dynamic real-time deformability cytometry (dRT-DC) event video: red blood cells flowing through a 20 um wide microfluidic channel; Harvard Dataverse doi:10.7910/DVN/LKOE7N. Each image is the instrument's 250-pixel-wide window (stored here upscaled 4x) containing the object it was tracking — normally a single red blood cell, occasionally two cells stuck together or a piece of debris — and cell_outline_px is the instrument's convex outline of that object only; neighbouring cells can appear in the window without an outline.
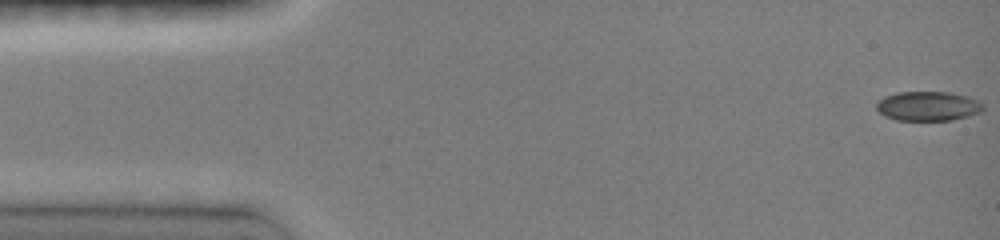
{"species": "common noctule bat (a hibernating species)", "species_latin": "Nyctalus noctula", "temperature_condition": "room temperature", "stored_images_in_passage": 38, "camera_frame_rate_fps": 3000, "um_per_image_px": 0.085, "animal": {"sex": "female", "body_mass_g": 19.0, "forearm_length_mm": 51.5}, "frame": {"image": 1, "passage_image": 1, "time_ms": 0.0, "image_size_px": [1000, 240], "cell_outline_px": [[984, 108], [980, 112], [968, 116], [952, 120], [896, 120], [884, 116], [876, 108], [876, 104], [884, 96], [896, 92], [948, 92], [968, 96], [980, 100], [984, 104]], "centroid_in_image_um": [78.9, 9.01], "position_along_channel_um": 6.1, "area_um2": 18.44}}
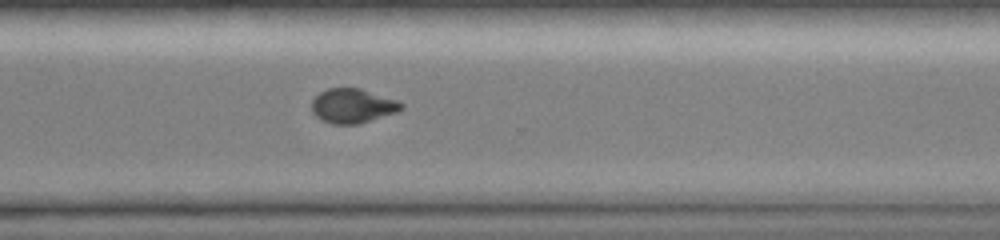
{"frame": {"image": 2, "passage_image": 28, "time_ms": 11.333, "image_size_px": [1000, 240], "cell_outline_px": [[404, 108], [396, 112], [356, 124], [332, 124], [320, 120], [312, 112], [312, 100], [320, 92], [328, 88], [360, 88], [396, 100], [404, 104]], "centroid_in_image_um": [29.94, 8.99], "position_along_channel_um": 340.7, "area_um2": 17.8}}
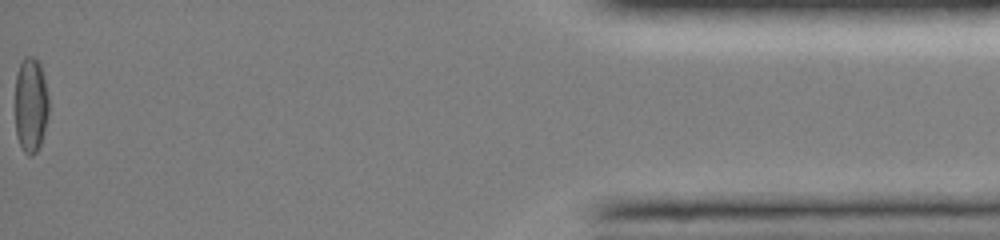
{"frame": {"image": 3, "passage_image": 38, "time_ms": 15.667, "image_size_px": [1000, 240], "cell_outline_px": [[48, 116], [40, 144], [36, 152], [32, 156], [28, 156], [24, 152], [16, 136], [16, 76], [20, 64], [24, 56], [32, 56], [40, 64], [44, 76], [48, 96]], "centroid_in_image_um": [2.62, 8.92], "position_along_channel_um": 432.6, "area_um2": 18.55}, "authors_computed_cell_mechanics": {"area_um2": 18.3515, "velocity_mm_per_s": 4.0513, "shape_relaxation_time_tau1_ms": 4.9598, "shape_relaxation_time_tau2_ms": 2.8167, "deformation_change_tau1": 0.1406, "deformation_change_tau2": 0.0351}}